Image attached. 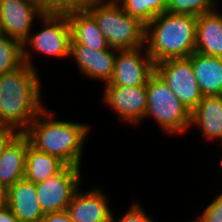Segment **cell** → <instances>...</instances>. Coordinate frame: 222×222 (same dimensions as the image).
<instances>
[{
  "label": "cell",
  "mask_w": 222,
  "mask_h": 222,
  "mask_svg": "<svg viewBox=\"0 0 222 222\" xmlns=\"http://www.w3.org/2000/svg\"><path fill=\"white\" fill-rule=\"evenodd\" d=\"M197 16L159 14L145 26V47L154 64L195 52Z\"/></svg>",
  "instance_id": "obj_3"
},
{
  "label": "cell",
  "mask_w": 222,
  "mask_h": 222,
  "mask_svg": "<svg viewBox=\"0 0 222 222\" xmlns=\"http://www.w3.org/2000/svg\"><path fill=\"white\" fill-rule=\"evenodd\" d=\"M196 220H194V221H190V222H200L197 218H195Z\"/></svg>",
  "instance_id": "obj_32"
},
{
  "label": "cell",
  "mask_w": 222,
  "mask_h": 222,
  "mask_svg": "<svg viewBox=\"0 0 222 222\" xmlns=\"http://www.w3.org/2000/svg\"><path fill=\"white\" fill-rule=\"evenodd\" d=\"M67 165L59 158L41 152L30 144L26 152L25 178L34 184L42 182L59 172Z\"/></svg>",
  "instance_id": "obj_20"
},
{
  "label": "cell",
  "mask_w": 222,
  "mask_h": 222,
  "mask_svg": "<svg viewBox=\"0 0 222 222\" xmlns=\"http://www.w3.org/2000/svg\"><path fill=\"white\" fill-rule=\"evenodd\" d=\"M7 189L0 184V208L7 205Z\"/></svg>",
  "instance_id": "obj_30"
},
{
  "label": "cell",
  "mask_w": 222,
  "mask_h": 222,
  "mask_svg": "<svg viewBox=\"0 0 222 222\" xmlns=\"http://www.w3.org/2000/svg\"><path fill=\"white\" fill-rule=\"evenodd\" d=\"M165 1H166L167 6H168L174 0H165Z\"/></svg>",
  "instance_id": "obj_31"
},
{
  "label": "cell",
  "mask_w": 222,
  "mask_h": 222,
  "mask_svg": "<svg viewBox=\"0 0 222 222\" xmlns=\"http://www.w3.org/2000/svg\"><path fill=\"white\" fill-rule=\"evenodd\" d=\"M144 207L140 206L139 203L133 202L129 209L124 213L121 218H114V212L111 213L110 222H155L149 215L143 210Z\"/></svg>",
  "instance_id": "obj_25"
},
{
  "label": "cell",
  "mask_w": 222,
  "mask_h": 222,
  "mask_svg": "<svg viewBox=\"0 0 222 222\" xmlns=\"http://www.w3.org/2000/svg\"><path fill=\"white\" fill-rule=\"evenodd\" d=\"M217 9L197 16L195 51L222 57V14Z\"/></svg>",
  "instance_id": "obj_18"
},
{
  "label": "cell",
  "mask_w": 222,
  "mask_h": 222,
  "mask_svg": "<svg viewBox=\"0 0 222 222\" xmlns=\"http://www.w3.org/2000/svg\"><path fill=\"white\" fill-rule=\"evenodd\" d=\"M45 13H66L86 9L93 0H34Z\"/></svg>",
  "instance_id": "obj_24"
},
{
  "label": "cell",
  "mask_w": 222,
  "mask_h": 222,
  "mask_svg": "<svg viewBox=\"0 0 222 222\" xmlns=\"http://www.w3.org/2000/svg\"><path fill=\"white\" fill-rule=\"evenodd\" d=\"M20 132L11 126L0 125V157L6 147Z\"/></svg>",
  "instance_id": "obj_27"
},
{
  "label": "cell",
  "mask_w": 222,
  "mask_h": 222,
  "mask_svg": "<svg viewBox=\"0 0 222 222\" xmlns=\"http://www.w3.org/2000/svg\"><path fill=\"white\" fill-rule=\"evenodd\" d=\"M7 206L19 222H41L44 216L35 184L25 177L7 188Z\"/></svg>",
  "instance_id": "obj_14"
},
{
  "label": "cell",
  "mask_w": 222,
  "mask_h": 222,
  "mask_svg": "<svg viewBox=\"0 0 222 222\" xmlns=\"http://www.w3.org/2000/svg\"><path fill=\"white\" fill-rule=\"evenodd\" d=\"M81 167L66 166L58 174L35 184L38 203L43 214L67 210L80 187Z\"/></svg>",
  "instance_id": "obj_8"
},
{
  "label": "cell",
  "mask_w": 222,
  "mask_h": 222,
  "mask_svg": "<svg viewBox=\"0 0 222 222\" xmlns=\"http://www.w3.org/2000/svg\"><path fill=\"white\" fill-rule=\"evenodd\" d=\"M38 71L24 63L0 76V125L23 133L46 107Z\"/></svg>",
  "instance_id": "obj_1"
},
{
  "label": "cell",
  "mask_w": 222,
  "mask_h": 222,
  "mask_svg": "<svg viewBox=\"0 0 222 222\" xmlns=\"http://www.w3.org/2000/svg\"><path fill=\"white\" fill-rule=\"evenodd\" d=\"M44 13L34 0H0L2 33L23 42L32 32L34 20Z\"/></svg>",
  "instance_id": "obj_11"
},
{
  "label": "cell",
  "mask_w": 222,
  "mask_h": 222,
  "mask_svg": "<svg viewBox=\"0 0 222 222\" xmlns=\"http://www.w3.org/2000/svg\"><path fill=\"white\" fill-rule=\"evenodd\" d=\"M154 72V63L146 47L117 50L113 76L106 84L114 86H142Z\"/></svg>",
  "instance_id": "obj_10"
},
{
  "label": "cell",
  "mask_w": 222,
  "mask_h": 222,
  "mask_svg": "<svg viewBox=\"0 0 222 222\" xmlns=\"http://www.w3.org/2000/svg\"><path fill=\"white\" fill-rule=\"evenodd\" d=\"M117 50H93L89 46L70 44V58L76 61L80 73L91 79L107 83L113 76Z\"/></svg>",
  "instance_id": "obj_12"
},
{
  "label": "cell",
  "mask_w": 222,
  "mask_h": 222,
  "mask_svg": "<svg viewBox=\"0 0 222 222\" xmlns=\"http://www.w3.org/2000/svg\"><path fill=\"white\" fill-rule=\"evenodd\" d=\"M29 140L19 133L0 157V184L6 189L25 177L26 152Z\"/></svg>",
  "instance_id": "obj_17"
},
{
  "label": "cell",
  "mask_w": 222,
  "mask_h": 222,
  "mask_svg": "<svg viewBox=\"0 0 222 222\" xmlns=\"http://www.w3.org/2000/svg\"><path fill=\"white\" fill-rule=\"evenodd\" d=\"M66 14L71 30L70 44L86 45L93 50L110 48L96 20L86 9L69 11Z\"/></svg>",
  "instance_id": "obj_16"
},
{
  "label": "cell",
  "mask_w": 222,
  "mask_h": 222,
  "mask_svg": "<svg viewBox=\"0 0 222 222\" xmlns=\"http://www.w3.org/2000/svg\"><path fill=\"white\" fill-rule=\"evenodd\" d=\"M3 35L2 30H1V26H0V36Z\"/></svg>",
  "instance_id": "obj_33"
},
{
  "label": "cell",
  "mask_w": 222,
  "mask_h": 222,
  "mask_svg": "<svg viewBox=\"0 0 222 222\" xmlns=\"http://www.w3.org/2000/svg\"><path fill=\"white\" fill-rule=\"evenodd\" d=\"M147 112L166 134H182L190 129L191 112L173 94L171 89L154 71L147 83Z\"/></svg>",
  "instance_id": "obj_5"
},
{
  "label": "cell",
  "mask_w": 222,
  "mask_h": 222,
  "mask_svg": "<svg viewBox=\"0 0 222 222\" xmlns=\"http://www.w3.org/2000/svg\"><path fill=\"white\" fill-rule=\"evenodd\" d=\"M41 222H74L67 210L44 214Z\"/></svg>",
  "instance_id": "obj_28"
},
{
  "label": "cell",
  "mask_w": 222,
  "mask_h": 222,
  "mask_svg": "<svg viewBox=\"0 0 222 222\" xmlns=\"http://www.w3.org/2000/svg\"><path fill=\"white\" fill-rule=\"evenodd\" d=\"M0 222H19L14 213L6 205L0 208Z\"/></svg>",
  "instance_id": "obj_29"
},
{
  "label": "cell",
  "mask_w": 222,
  "mask_h": 222,
  "mask_svg": "<svg viewBox=\"0 0 222 222\" xmlns=\"http://www.w3.org/2000/svg\"><path fill=\"white\" fill-rule=\"evenodd\" d=\"M200 222H222V192L197 217Z\"/></svg>",
  "instance_id": "obj_26"
},
{
  "label": "cell",
  "mask_w": 222,
  "mask_h": 222,
  "mask_svg": "<svg viewBox=\"0 0 222 222\" xmlns=\"http://www.w3.org/2000/svg\"><path fill=\"white\" fill-rule=\"evenodd\" d=\"M39 20L44 24L43 29L34 34L31 32L22 42L24 63L36 70L33 65L34 59H31L33 55L30 54L31 50L28 47L39 54L63 59L70 58L71 42V30L66 13H44Z\"/></svg>",
  "instance_id": "obj_6"
},
{
  "label": "cell",
  "mask_w": 222,
  "mask_h": 222,
  "mask_svg": "<svg viewBox=\"0 0 222 222\" xmlns=\"http://www.w3.org/2000/svg\"><path fill=\"white\" fill-rule=\"evenodd\" d=\"M154 71L190 112L204 97L189 58L161 61L154 64Z\"/></svg>",
  "instance_id": "obj_7"
},
{
  "label": "cell",
  "mask_w": 222,
  "mask_h": 222,
  "mask_svg": "<svg viewBox=\"0 0 222 222\" xmlns=\"http://www.w3.org/2000/svg\"><path fill=\"white\" fill-rule=\"evenodd\" d=\"M24 64L22 42L6 35L0 36V76Z\"/></svg>",
  "instance_id": "obj_22"
},
{
  "label": "cell",
  "mask_w": 222,
  "mask_h": 222,
  "mask_svg": "<svg viewBox=\"0 0 222 222\" xmlns=\"http://www.w3.org/2000/svg\"><path fill=\"white\" fill-rule=\"evenodd\" d=\"M188 58L203 96L222 95V57L195 51Z\"/></svg>",
  "instance_id": "obj_19"
},
{
  "label": "cell",
  "mask_w": 222,
  "mask_h": 222,
  "mask_svg": "<svg viewBox=\"0 0 222 222\" xmlns=\"http://www.w3.org/2000/svg\"><path fill=\"white\" fill-rule=\"evenodd\" d=\"M103 102L117 114L118 119L131 125L141 123L147 112V87L104 84Z\"/></svg>",
  "instance_id": "obj_9"
},
{
  "label": "cell",
  "mask_w": 222,
  "mask_h": 222,
  "mask_svg": "<svg viewBox=\"0 0 222 222\" xmlns=\"http://www.w3.org/2000/svg\"><path fill=\"white\" fill-rule=\"evenodd\" d=\"M89 130L87 124L58 120L45 107L23 133L35 149L59 158L67 166L81 167Z\"/></svg>",
  "instance_id": "obj_2"
},
{
  "label": "cell",
  "mask_w": 222,
  "mask_h": 222,
  "mask_svg": "<svg viewBox=\"0 0 222 222\" xmlns=\"http://www.w3.org/2000/svg\"><path fill=\"white\" fill-rule=\"evenodd\" d=\"M130 16L138 19L145 26L156 16L167 11L165 0H116Z\"/></svg>",
  "instance_id": "obj_21"
},
{
  "label": "cell",
  "mask_w": 222,
  "mask_h": 222,
  "mask_svg": "<svg viewBox=\"0 0 222 222\" xmlns=\"http://www.w3.org/2000/svg\"><path fill=\"white\" fill-rule=\"evenodd\" d=\"M86 10L94 17L110 48L145 46V25L127 14L116 0H93Z\"/></svg>",
  "instance_id": "obj_4"
},
{
  "label": "cell",
  "mask_w": 222,
  "mask_h": 222,
  "mask_svg": "<svg viewBox=\"0 0 222 222\" xmlns=\"http://www.w3.org/2000/svg\"><path fill=\"white\" fill-rule=\"evenodd\" d=\"M109 206L108 197L100 188L82 192L79 187L67 212L74 222H110L112 210Z\"/></svg>",
  "instance_id": "obj_13"
},
{
  "label": "cell",
  "mask_w": 222,
  "mask_h": 222,
  "mask_svg": "<svg viewBox=\"0 0 222 222\" xmlns=\"http://www.w3.org/2000/svg\"><path fill=\"white\" fill-rule=\"evenodd\" d=\"M190 126L200 128L208 141L222 142V95H207L191 111Z\"/></svg>",
  "instance_id": "obj_15"
},
{
  "label": "cell",
  "mask_w": 222,
  "mask_h": 222,
  "mask_svg": "<svg viewBox=\"0 0 222 222\" xmlns=\"http://www.w3.org/2000/svg\"><path fill=\"white\" fill-rule=\"evenodd\" d=\"M218 0H174L167 11L175 14L200 16L217 8Z\"/></svg>",
  "instance_id": "obj_23"
}]
</instances>
